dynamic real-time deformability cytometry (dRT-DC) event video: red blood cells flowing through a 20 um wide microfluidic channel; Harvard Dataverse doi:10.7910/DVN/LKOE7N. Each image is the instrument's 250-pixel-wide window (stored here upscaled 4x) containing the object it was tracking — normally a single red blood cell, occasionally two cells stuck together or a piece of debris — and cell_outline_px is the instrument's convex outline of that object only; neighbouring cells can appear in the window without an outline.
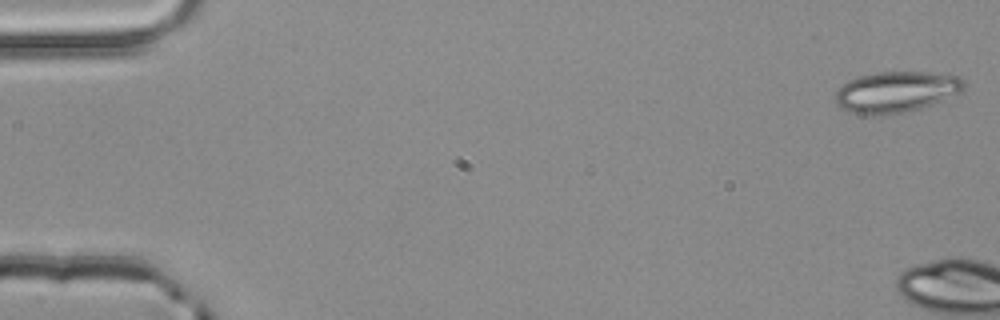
{"species": "common noctule bat (a hibernating species)", "species_latin": "Nyctalus noctula", "temperature_condition": "room temperature", "stored_images_in_passage": 5, "camera_frame_rate_fps": 3000, "um_per_image_px": 0.085, "animal": {"sex": "male", "body_mass_g": 20.4}, "frame": {"image": 1, "passage_image": 1, "time_ms": 0.0, "image_size_px": [1000, 320], "cell_outline_px": [[968, 84], [960, 92], [920, 108], [880, 116], [852, 112], [840, 108], [836, 104], [836, 88], [848, 80], [856, 76], [876, 72], [928, 72], [960, 76]], "centroid_in_image_um": [76.14, 7.79], "position_along_channel_um": 8.9, "area_um2": 30.75}}